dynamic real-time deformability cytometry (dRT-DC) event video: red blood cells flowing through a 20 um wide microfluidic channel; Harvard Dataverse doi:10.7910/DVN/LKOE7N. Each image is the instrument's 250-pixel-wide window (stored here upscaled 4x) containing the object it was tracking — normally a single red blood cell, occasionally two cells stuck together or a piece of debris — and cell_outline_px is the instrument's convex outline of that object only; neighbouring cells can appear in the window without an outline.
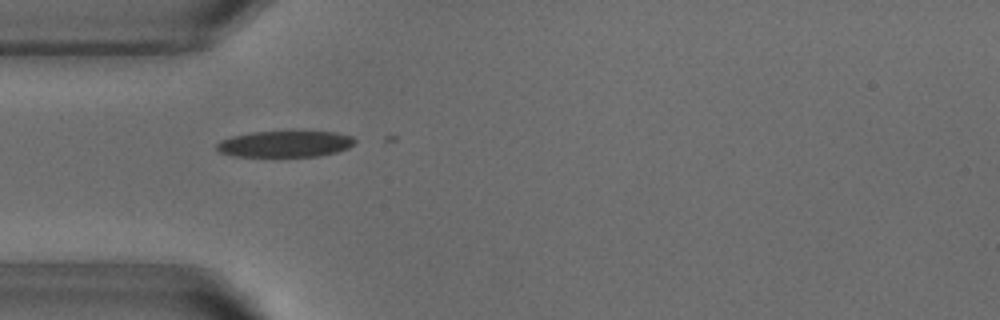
{"species": "common noctule bat (a hibernating species)", "species_latin": "Nyctalus noctula", "temperature_condition": "warm", "stored_images_in_passage": 7, "camera_frame_rate_fps": 3000, "um_per_image_px": 0.085, "animal": {"sex": "male", "body_mass_g": 18.8}, "frame": {"image": 1, "passage_image": 1, "time_ms": 0.0, "image_size_px": [1000, 320], "cell_outline_px": [[356, 140], [348, 148], [336, 152], [316, 156], [236, 156], [220, 152], [216, 148], [216, 144], [220, 140], [232, 136], [252, 132], [292, 128], [336, 132], [352, 136]], "centroid_in_image_um": [24.26, 12.17], "position_along_channel_um": 60.7, "area_um2": 22.08}}